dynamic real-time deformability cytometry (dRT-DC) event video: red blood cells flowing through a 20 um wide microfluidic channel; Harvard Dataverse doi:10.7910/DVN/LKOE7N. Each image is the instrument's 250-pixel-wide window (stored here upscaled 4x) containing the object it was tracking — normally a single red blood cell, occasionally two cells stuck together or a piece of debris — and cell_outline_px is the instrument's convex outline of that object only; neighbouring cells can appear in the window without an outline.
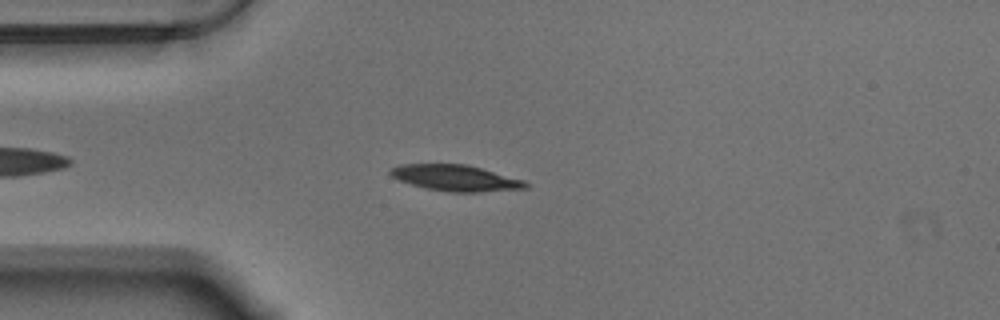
{"species": "Egyptian fruit bat (a non-hibernating species)", "species_latin": "Rousettus aegyptiacus", "temperature_condition": "warm", "stored_images_in_passage": 42, "camera_frame_rate_fps": 3000, "um_per_image_px": 0.085, "animal": {"sex": "male"}, "frame": {"image": 1, "passage_image": 9, "time_ms": 2.667, "image_size_px": [1000, 320], "cell_outline_px": [[528, 188], [480, 192], [448, 192], [428, 188], [412, 184], [400, 180], [392, 176], [388, 172], [392, 168], [400, 164], [468, 164], [524, 180], [528, 184]], "centroid_in_image_um": [38.75, 15.12], "position_along_channel_um": 46.2, "area_um2": 20.4}}
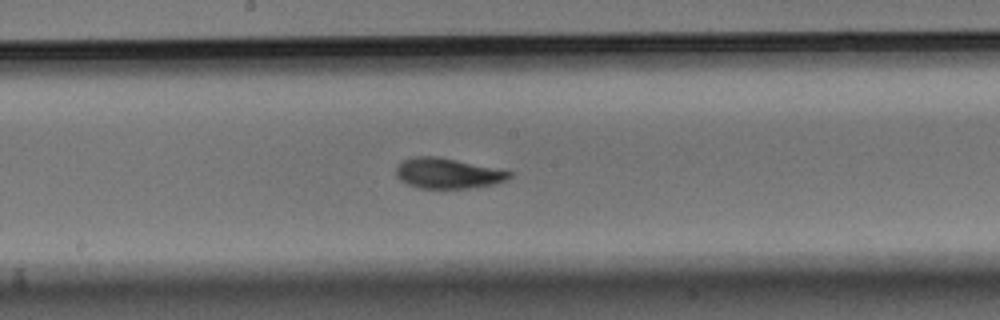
{"frame": {"image": 2, "passage_image": 24, "time_ms": 7.667, "image_size_px": [1000, 320], "cell_outline_px": [[512, 176], [504, 180], [492, 184], [468, 188], [420, 188], [408, 184], [400, 180], [396, 176], [396, 164], [400, 160], [412, 156], [436, 156], [456, 160], [512, 172]], "centroid_in_image_um": [37.96, 14.72], "position_along_channel_um": 210.2, "area_um2": 19.88}}
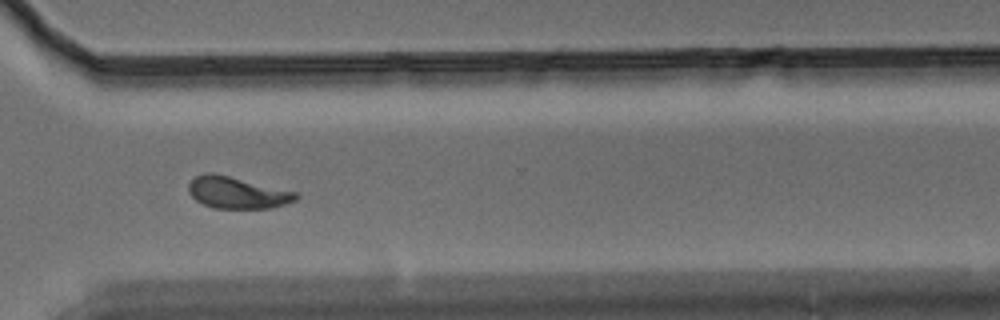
{"frame": {"image": 3, "passage_image": 36, "time_ms": 11.667, "image_size_px": [1000, 320], "cell_outline_px": [[300, 196], [296, 200], [272, 208], [212, 208], [196, 200], [188, 192], [188, 184], [196, 176], [204, 172], [212, 172], [296, 192]], "centroid_in_image_um": [20.13, 16.37], "position_along_channel_um": 350.5, "area_um2": 19.71}, "authors_computed_cell_mechanics": {"area_um2": 20.1144, "velocity_mm_per_s": 3.5139, "shape_relaxation_time_tau1_ms": 2.7411, "shape_relaxation_time_tau2_ms": 2.6807, "deformation_change_tau1": 0.1418, "deformation_change_tau2": 0.0672}}